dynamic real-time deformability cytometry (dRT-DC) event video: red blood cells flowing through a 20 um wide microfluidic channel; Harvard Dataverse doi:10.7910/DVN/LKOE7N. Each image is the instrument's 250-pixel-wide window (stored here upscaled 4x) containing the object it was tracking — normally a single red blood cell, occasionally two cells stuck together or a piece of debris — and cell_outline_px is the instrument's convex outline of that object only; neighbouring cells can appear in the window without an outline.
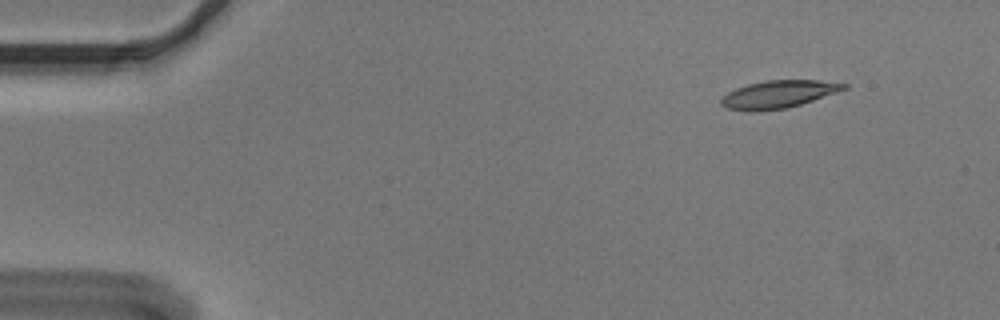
{"species": "Egyptian fruit bat (a non-hibernating species)", "species_latin": "Rousettus aegyptiacus", "temperature_condition": "cold", "stored_images_in_passage": 4, "camera_frame_rate_fps": 3000, "um_per_image_px": 0.085, "animal": {"sex": "male"}, "frame": {"image": 1, "passage_image": 1, "time_ms": 0.0, "image_size_px": [1000, 320], "cell_outline_px": [[848, 88], [800, 104], [784, 108], [756, 112], [748, 112], [728, 108], [720, 104], [720, 100], [728, 92], [736, 88], [748, 84], [768, 80], [820, 80], [848, 84]], "centroid_in_image_um": [66.13, 8.01], "position_along_channel_um": 18.9, "area_um2": 19.59}}